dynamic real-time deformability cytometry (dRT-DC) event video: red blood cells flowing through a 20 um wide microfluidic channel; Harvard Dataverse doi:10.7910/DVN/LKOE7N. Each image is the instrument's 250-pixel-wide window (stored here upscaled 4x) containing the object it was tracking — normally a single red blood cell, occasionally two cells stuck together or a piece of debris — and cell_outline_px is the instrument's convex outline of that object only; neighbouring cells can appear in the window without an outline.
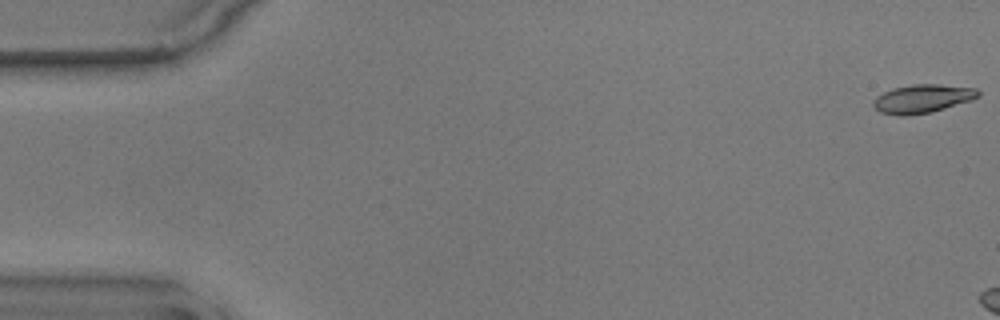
{"species": "common noctule bat (a hibernating species)", "species_latin": "Nyctalus noctula", "temperature_condition": "warm", "stored_images_in_passage": 11, "camera_frame_rate_fps": 3000, "um_per_image_px": 0.085, "animal": {"sex": "male", "body_mass_g": 17.9}, "frame": {"image": 1, "passage_image": 1, "time_ms": 0.0, "image_size_px": [1000, 320], "cell_outline_px": [[980, 96], [972, 100], [932, 112], [904, 116], [900, 116], [880, 112], [872, 104], [872, 100], [876, 96], [892, 88], [912, 84], [940, 84], [976, 88], [980, 92]], "centroid_in_image_um": [78.41, 8.38], "position_along_channel_um": 6.6, "area_um2": 17.57}}